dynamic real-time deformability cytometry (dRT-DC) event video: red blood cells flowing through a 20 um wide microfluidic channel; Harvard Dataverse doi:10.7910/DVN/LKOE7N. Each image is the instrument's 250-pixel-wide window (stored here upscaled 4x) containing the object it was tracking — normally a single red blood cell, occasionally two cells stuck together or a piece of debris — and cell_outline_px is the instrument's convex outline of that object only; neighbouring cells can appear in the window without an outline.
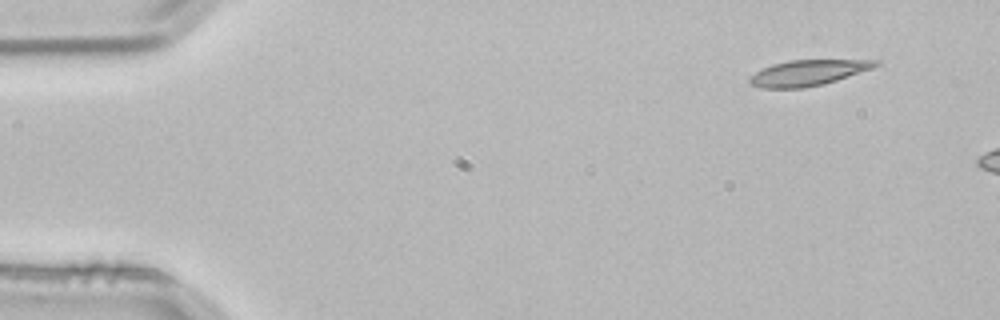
{"species": "common noctule bat (a hibernating species)", "species_latin": "Nyctalus noctula", "temperature_condition": "room temperature", "stored_images_in_passage": 2, "camera_frame_rate_fps": 3000, "um_per_image_px": 0.085, "animal": {"sex": "male", "body_mass_g": 21.5, "forearm_length_mm": 52.0}, "frame": {"image": 1, "passage_image": 1, "time_ms": 0.0, "image_size_px": [1000, 320], "cell_outline_px": [[880, 64], [872, 68], [824, 84], [804, 88], [760, 88], [748, 84], [748, 76], [772, 64], [788, 60], [880, 60]], "centroid_in_image_um": [68.62, 6.19], "position_along_channel_um": 16.4, "area_um2": 18.84}}